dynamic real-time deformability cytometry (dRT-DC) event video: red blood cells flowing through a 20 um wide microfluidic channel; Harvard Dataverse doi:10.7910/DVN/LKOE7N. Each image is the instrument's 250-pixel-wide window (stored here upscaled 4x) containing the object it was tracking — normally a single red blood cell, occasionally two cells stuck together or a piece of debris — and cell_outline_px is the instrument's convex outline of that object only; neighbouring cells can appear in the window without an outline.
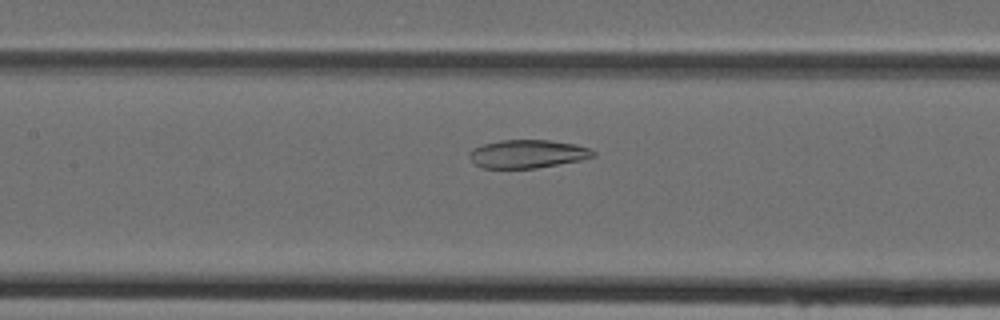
{"species": "Egyptian fruit bat (a non-hibernating species)", "species_latin": "Rousettus aegyptiacus", "temperature_condition": "cold", "stored_images_in_passage": 33, "camera_frame_rate_fps": 3000, "um_per_image_px": 0.085, "animal": {"sex": "female"}, "frame": {"image": 1, "passage_image": 8, "time_ms": 2.333, "image_size_px": [1000, 320], "cell_outline_px": [[596, 156], [580, 160], [536, 168], [480, 168], [468, 156], [468, 152], [472, 148], [484, 144], [500, 140], [548, 140], [576, 144], [588, 148], [596, 152]], "centroid_in_image_um": [44.82, 13.08], "position_along_channel_um": 162.6, "area_um2": 20.4}}
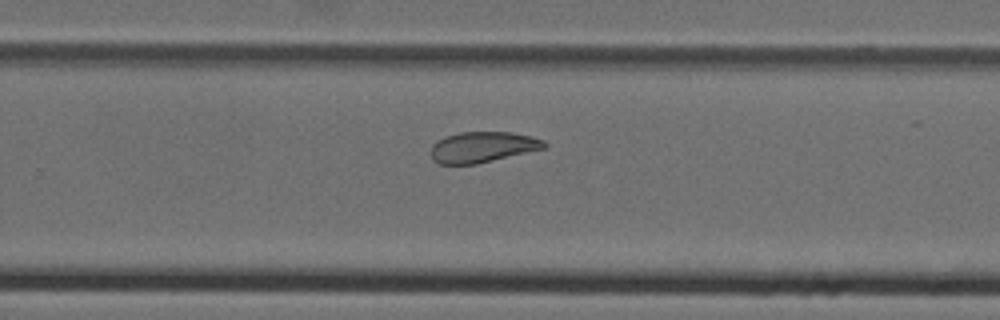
{"frame": {"image": 2, "passage_image": 17, "time_ms": 5.333, "image_size_px": [1000, 320], "cell_outline_px": [[548, 144], [544, 148], [476, 164], [440, 164], [432, 160], [432, 144], [436, 140], [444, 136], [460, 132], [512, 132], [532, 136], [544, 140]], "centroid_in_image_um": [41.0, 12.49], "position_along_channel_um": 288.8, "area_um2": 20.29}}
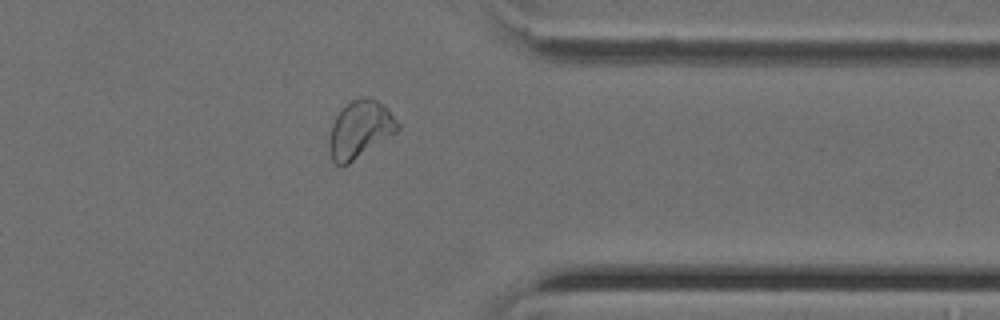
{"frame": {"image": 3, "passage_image": 24, "time_ms": 7.667, "image_size_px": [1000, 320], "cell_outline_px": [[400, 128], [396, 132], [348, 164], [336, 164], [332, 160], [328, 144], [328, 140], [332, 124], [336, 116], [352, 100], [364, 96], [376, 100], [384, 104], [388, 108], [400, 124]], "centroid_in_image_um": [30.61, 10.99], "position_along_channel_um": 380.8, "area_um2": 22.6}}